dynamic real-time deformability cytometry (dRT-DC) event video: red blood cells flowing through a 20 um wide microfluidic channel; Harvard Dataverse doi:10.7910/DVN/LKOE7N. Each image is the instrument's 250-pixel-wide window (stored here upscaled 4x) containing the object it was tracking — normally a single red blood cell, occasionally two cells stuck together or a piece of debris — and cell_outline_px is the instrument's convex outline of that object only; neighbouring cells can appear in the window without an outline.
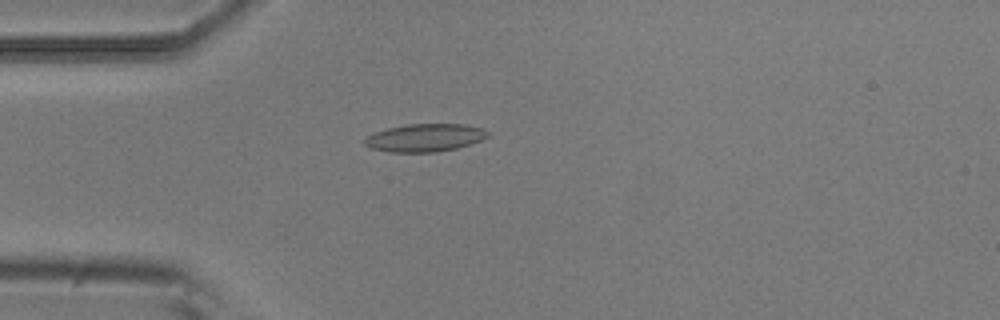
{"species": "common noctule bat (a hibernating species)", "species_latin": "Nyctalus noctula", "temperature_condition": "room temperature", "stored_images_in_passage": 5, "camera_frame_rate_fps": 3000, "um_per_image_px": 0.085, "animal": {"sex": "male", "body_mass_g": 20.5, "forearm_length_mm": 52.5}, "frame": {"image": 1, "passage_image": 4, "time_ms": 1.0, "image_size_px": [1000, 320], "cell_outline_px": [[492, 132], [488, 136], [480, 140], [456, 148], [436, 152], [388, 152], [372, 148], [364, 144], [364, 140], [372, 132], [388, 128], [408, 124], [464, 124], [484, 128]], "centroid_in_image_um": [36.13, 11.7], "position_along_channel_um": 48.9, "area_um2": 20.0}}